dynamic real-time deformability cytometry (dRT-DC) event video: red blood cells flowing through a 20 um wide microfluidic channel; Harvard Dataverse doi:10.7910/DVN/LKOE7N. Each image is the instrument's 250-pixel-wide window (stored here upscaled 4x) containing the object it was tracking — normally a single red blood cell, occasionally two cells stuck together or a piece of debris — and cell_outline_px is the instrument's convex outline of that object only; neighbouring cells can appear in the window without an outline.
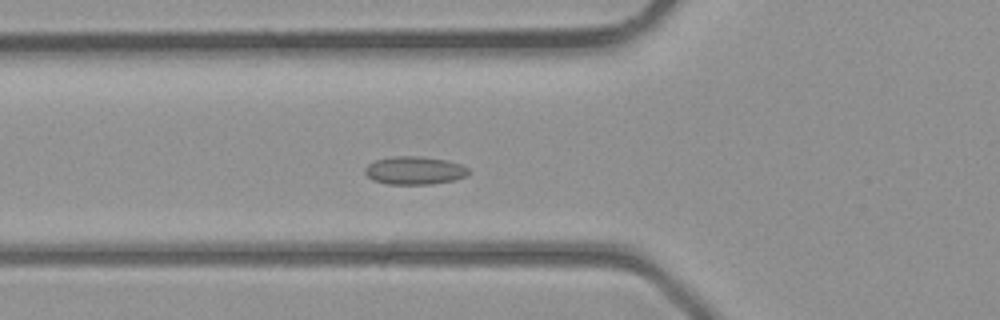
{"species": "common noctule bat (a hibernating species)", "species_latin": "Nyctalus noctula", "temperature_condition": "room temperature", "stored_images_in_passage": 41, "camera_frame_rate_fps": 3000, "um_per_image_px": 0.085, "animal": {"sex": "male", "body_mass_g": 23.1, "forearm_length_mm": 52.7}, "frame": {"image": 1, "passage_image": 14, "time_ms": 4.333, "image_size_px": [1000, 320], "cell_outline_px": [[468, 172], [464, 176], [456, 180], [432, 184], [388, 184], [372, 180], [364, 172], [364, 168], [368, 164], [376, 160], [392, 156], [420, 156], [444, 160], [460, 164], [468, 168]], "centroid_in_image_um": [35.2, 14.49], "position_along_channel_um": 90.6, "area_um2": 16.88}}
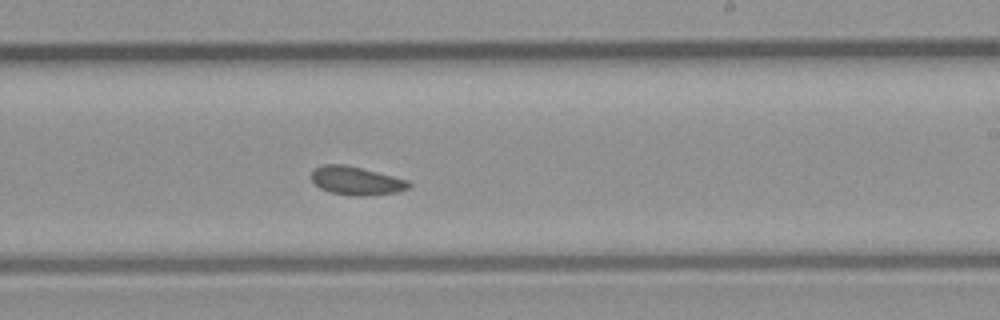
{"frame": {"image": 2, "passage_image": 24, "time_ms": 7.667, "image_size_px": [1000, 320], "cell_outline_px": [[412, 184], [408, 188], [396, 192], [368, 196], [356, 196], [332, 192], [320, 188], [312, 180], [312, 172], [316, 168], [324, 164], [344, 164], [408, 180]], "centroid_in_image_um": [30.29, 15.37], "position_along_channel_um": 258.7, "area_um2": 15.84}}
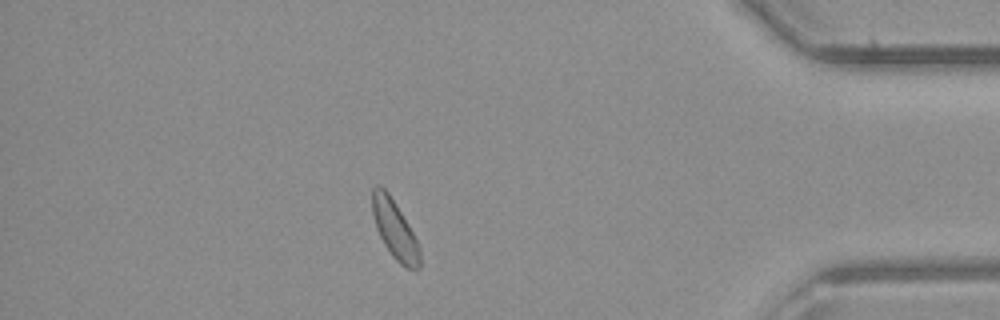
{"frame": {"image": 3, "passage_image": 35, "time_ms": 11.333, "image_size_px": [1000, 320], "cell_outline_px": [[420, 268], [416, 272], [404, 268], [392, 256], [384, 244], [376, 228], [372, 212], [372, 188], [376, 184], [380, 184], [388, 192], [408, 224], [416, 240], [420, 252]], "centroid_in_image_um": [33.55, 19.54], "position_along_channel_um": 401.7, "area_um2": 16.24}}